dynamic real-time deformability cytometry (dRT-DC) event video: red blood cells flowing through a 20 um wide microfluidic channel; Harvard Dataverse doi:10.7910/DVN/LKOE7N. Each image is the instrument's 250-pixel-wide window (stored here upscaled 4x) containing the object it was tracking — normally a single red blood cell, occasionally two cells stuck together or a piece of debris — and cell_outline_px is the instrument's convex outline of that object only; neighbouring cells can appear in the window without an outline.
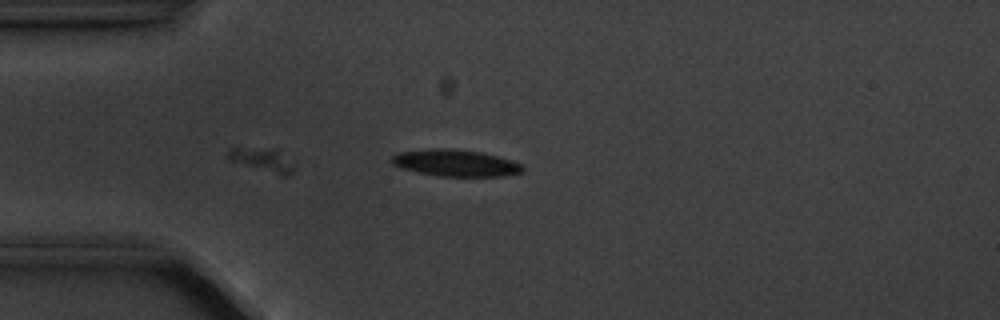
{"species": "common noctule bat (a hibernating species)", "species_latin": "Nyctalus noctula", "temperature_condition": "cold", "stored_images_in_passage": 9, "camera_frame_rate_fps": 3000, "um_per_image_px": 0.085, "animal": {"sex": "male", "body_mass_g": 20.1, "forearm_length_mm": 53.5}, "frame": {"image": 1, "passage_image": 4, "time_ms": 3.667, "image_size_px": [1000, 320], "cell_outline_px": [[524, 172], [504, 176], [440, 176], [420, 172], [404, 168], [392, 164], [392, 156], [400, 152], [428, 148], [452, 148], [484, 152], [512, 160], [520, 164], [524, 168]], "centroid_in_image_um": [38.77, 13.84], "position_along_channel_um": 46.2, "area_um2": 20.4}}